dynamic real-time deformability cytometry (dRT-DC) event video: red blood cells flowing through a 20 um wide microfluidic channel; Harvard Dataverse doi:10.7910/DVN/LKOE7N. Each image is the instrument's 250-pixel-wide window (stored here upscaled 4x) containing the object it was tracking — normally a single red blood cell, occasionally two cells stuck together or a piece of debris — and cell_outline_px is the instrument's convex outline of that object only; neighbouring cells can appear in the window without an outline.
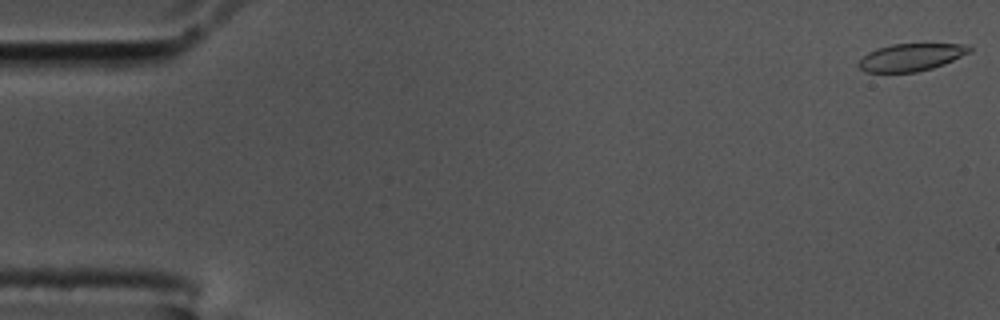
{"species": "common noctule bat (a hibernating species)", "species_latin": "Nyctalus noctula", "temperature_condition": "cold", "stored_images_in_passage": 58, "segment_of_instrument_passage": [1, 2], "camera_frame_rate_fps": 3000, "um_per_image_px": 0.085, "animal": {"sex": "male", "body_mass_g": 17.5, "forearm_length_mm": 52.3}, "frame": {"image": 1, "passage_image": 1, "time_ms": 0.0, "image_size_px": [1000, 320], "cell_outline_px": [[972, 52], [944, 64], [932, 68], [916, 72], [864, 72], [856, 64], [868, 52], [876, 48], [892, 44], [924, 40], [968, 44], [972, 48]], "centroid_in_image_um": [77.53, 4.79], "position_along_channel_um": 7.5, "area_um2": 18.9}}
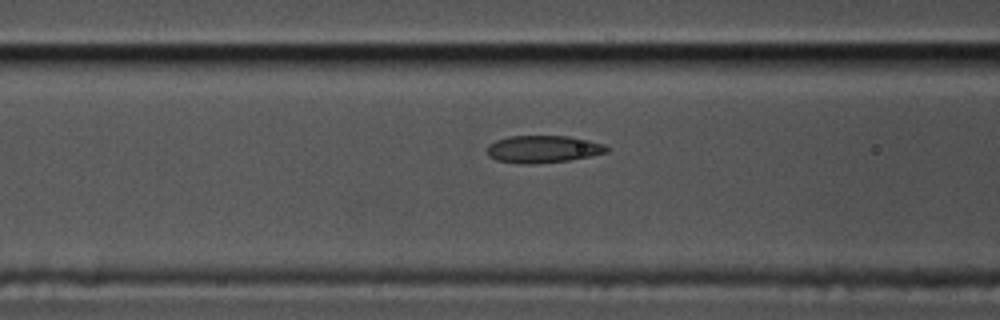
{"frame": {"image": 2, "passage_image": 23, "time_ms": 7.333, "image_size_px": [1000, 320], "cell_outline_px": [[608, 152], [568, 160], [532, 164], [496, 160], [488, 156], [488, 144], [496, 140], [508, 136], [568, 136], [588, 140], [604, 144], [608, 148]], "centroid_in_image_um": [46.14, 12.66], "position_along_channel_um": 120.5, "area_um2": 18.79}}
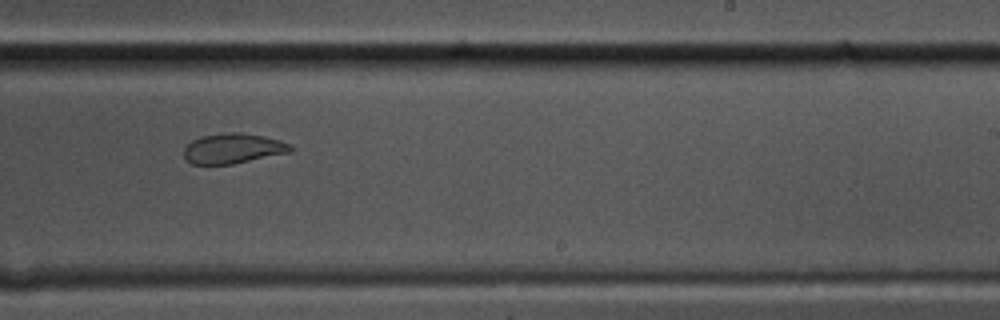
{"frame": {"image": 3, "passage_image": 36, "time_ms": 11.667, "image_size_px": [1000, 320], "cell_outline_px": [[292, 152], [232, 164], [192, 164], [184, 156], [184, 148], [192, 140], [200, 136], [232, 132], [240, 132], [264, 136], [280, 140], [288, 144], [292, 148]], "centroid_in_image_um": [19.81, 12.62], "position_along_channel_um": 269.2, "area_um2": 18.61}}